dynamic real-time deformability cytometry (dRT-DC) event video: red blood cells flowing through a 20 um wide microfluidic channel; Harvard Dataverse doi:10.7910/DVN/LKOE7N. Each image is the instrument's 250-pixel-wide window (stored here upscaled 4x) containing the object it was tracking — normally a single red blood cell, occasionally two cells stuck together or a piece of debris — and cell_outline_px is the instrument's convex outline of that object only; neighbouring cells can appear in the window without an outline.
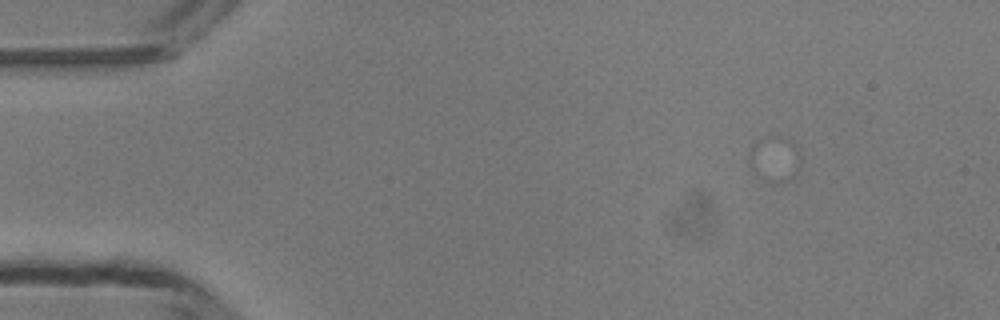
{"species": "common noctule bat (a hibernating species)", "species_latin": "Nyctalus noctula", "temperature_condition": "room temperature", "stored_images_in_passage": 3, "camera_frame_rate_fps": 3000, "um_per_image_px": 0.085, "animal": {"sex": "male", "body_mass_g": 13.3}, "frame": {"image": 1, "passage_image": 1, "time_ms": 0.0, "image_size_px": [1000, 320], "cell_outline_px": [[800, 168], [788, 180], [776, 184], [768, 184], [760, 180], [752, 168], [748, 160], [748, 156], [752, 144], [756, 140], [772, 136], [780, 136], [792, 140], [796, 144], [800, 156]], "centroid_in_image_um": [65.83, 13.53], "position_along_channel_um": 19.2, "area_um2": 14.16}}